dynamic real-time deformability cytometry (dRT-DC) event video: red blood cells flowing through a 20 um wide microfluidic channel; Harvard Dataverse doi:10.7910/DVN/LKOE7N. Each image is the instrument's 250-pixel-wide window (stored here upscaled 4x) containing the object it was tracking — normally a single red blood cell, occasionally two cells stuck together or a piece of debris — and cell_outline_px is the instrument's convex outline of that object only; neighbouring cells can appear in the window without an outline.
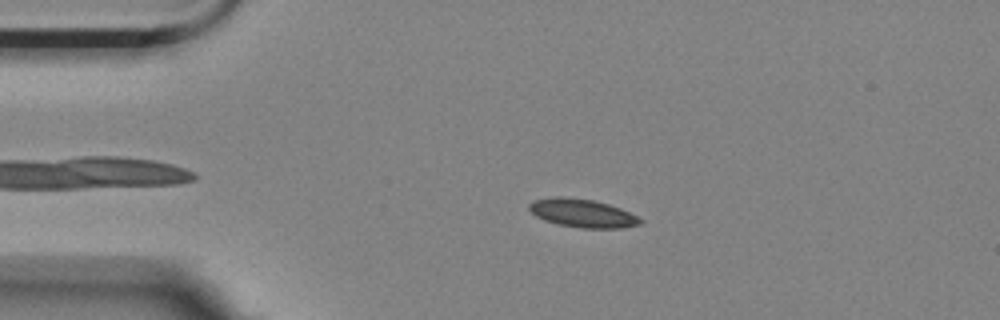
{"species": "Egyptian fruit bat (a non-hibernating species)", "species_latin": "Rousettus aegyptiacus", "temperature_condition": "room temperature", "stored_images_in_passage": 4, "camera_frame_rate_fps": 3000, "um_per_image_px": 0.085, "animal": {"sex": "female"}, "frame": {"image": 1, "passage_image": 3, "time_ms": 0.667, "image_size_px": [1000, 320], "cell_outline_px": [[644, 220], [640, 224], [620, 228], [580, 228], [556, 224], [544, 220], [536, 216], [528, 208], [528, 204], [532, 200], [552, 196], [564, 196], [592, 200], [608, 204], [620, 208]], "centroid_in_image_um": [49.45, 18.11], "position_along_channel_um": 35.5, "area_um2": 18.44}}